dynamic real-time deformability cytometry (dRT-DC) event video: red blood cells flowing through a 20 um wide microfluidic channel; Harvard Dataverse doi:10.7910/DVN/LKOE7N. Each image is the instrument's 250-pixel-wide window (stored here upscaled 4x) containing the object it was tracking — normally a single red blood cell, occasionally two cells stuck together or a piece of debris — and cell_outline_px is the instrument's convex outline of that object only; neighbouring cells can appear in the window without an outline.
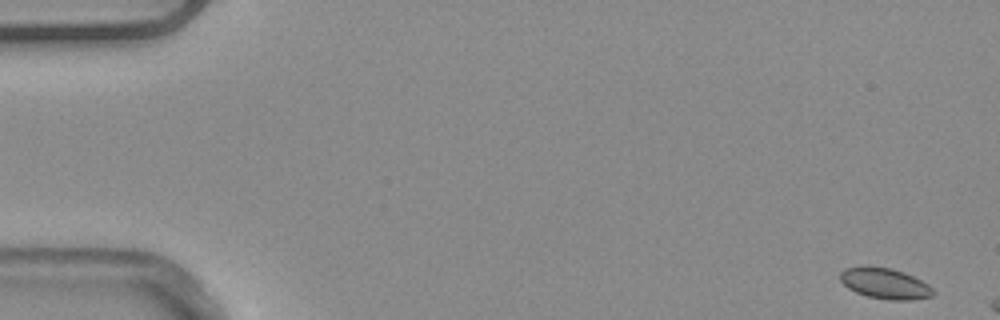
{"species": "common noctule bat (a hibernating species)", "species_latin": "Nyctalus noctula", "temperature_condition": "warm", "stored_images_in_passage": 10, "camera_frame_rate_fps": 3000, "um_per_image_px": 0.085, "animal": {"sex": "male", "body_mass_g": 20.4}, "frame": {"image": 1, "passage_image": 1, "time_ms": 0.0, "image_size_px": [1000, 320], "cell_outline_px": [[936, 292], [932, 296], [912, 300], [888, 300], [868, 296], [856, 292], [848, 288], [840, 280], [840, 272], [844, 268], [864, 264], [868, 264], [892, 268], [904, 272], [928, 284]], "centroid_in_image_um": [75.19, 24.06], "position_along_channel_um": 9.8, "area_um2": 17.05}}